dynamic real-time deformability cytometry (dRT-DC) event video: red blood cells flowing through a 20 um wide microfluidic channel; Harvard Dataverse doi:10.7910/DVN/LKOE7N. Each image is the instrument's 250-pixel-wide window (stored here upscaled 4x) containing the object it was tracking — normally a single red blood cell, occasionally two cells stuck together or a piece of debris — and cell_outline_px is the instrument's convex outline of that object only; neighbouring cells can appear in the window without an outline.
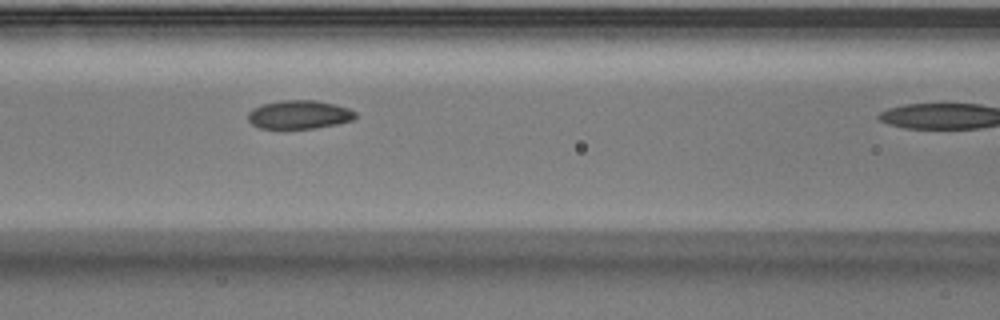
{"species": "Egyptian fruit bat (a non-hibernating species)", "species_latin": "Rousettus aegyptiacus", "temperature_condition": "warm", "stored_images_in_passage": 4, "camera_frame_rate_fps": 3000, "um_per_image_px": 0.085, "animal": {"sex": "male"}, "frame": {"image": 1, "passage_image": 3, "time_ms": 0.667, "image_size_px": [1000, 320], "cell_outline_px": [[356, 116], [352, 120], [336, 124], [316, 128], [260, 128], [252, 124], [248, 120], [248, 112], [252, 108], [260, 104], [284, 100], [316, 100], [348, 108], [356, 112]], "centroid_in_image_um": [25.4, 9.73], "position_along_channel_um": 141.2, "area_um2": 17.8}}